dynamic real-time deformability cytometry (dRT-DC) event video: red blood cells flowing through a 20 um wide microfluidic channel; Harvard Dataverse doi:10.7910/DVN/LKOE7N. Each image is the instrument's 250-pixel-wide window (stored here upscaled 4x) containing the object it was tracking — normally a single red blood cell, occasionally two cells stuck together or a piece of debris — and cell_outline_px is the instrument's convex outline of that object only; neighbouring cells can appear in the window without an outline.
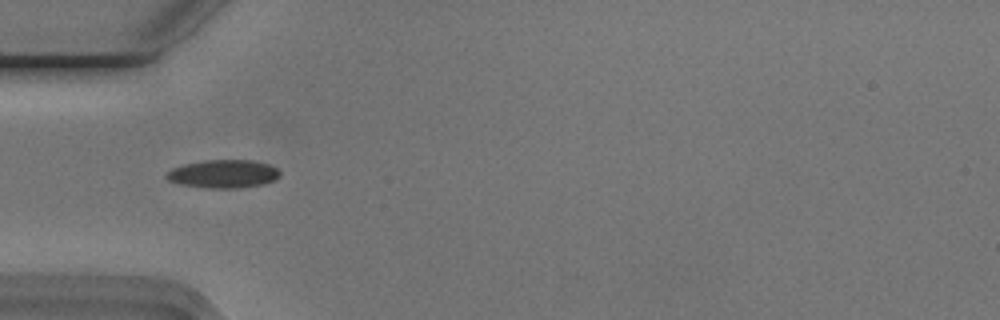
{"species": "Egyptian fruit bat (a non-hibernating species)", "species_latin": "Rousettus aegyptiacus", "temperature_condition": "cold", "stored_images_in_passage": 40, "camera_frame_rate_fps": 3000, "um_per_image_px": 0.085, "animal": {"sex": "male"}, "frame": {"image": 1, "passage_image": 3, "time_ms": 0.667, "image_size_px": [1000, 320], "cell_outline_px": [[280, 176], [264, 184], [236, 188], [204, 188], [180, 184], [168, 180], [164, 176], [172, 168], [184, 164], [204, 160], [252, 160], [268, 164], [276, 168], [280, 172]], "centroid_in_image_um": [18.96, 14.78], "position_along_channel_um": 66.0, "area_um2": 18.61}}
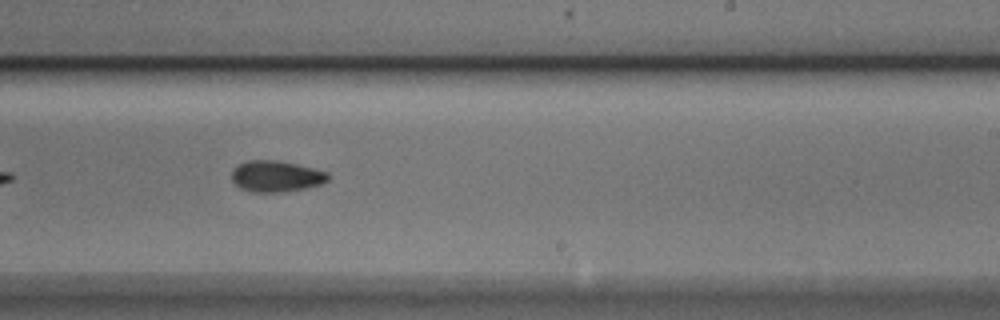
{"frame": {"image": 2, "passage_image": 19, "time_ms": 6.0, "image_size_px": [1000, 320], "cell_outline_px": [[328, 180], [324, 184], [284, 192], [252, 192], [240, 188], [232, 180], [232, 168], [248, 160], [280, 160], [328, 172]], "centroid_in_image_um": [23.47, 14.98], "position_along_channel_um": 265.5, "area_um2": 17.57}}
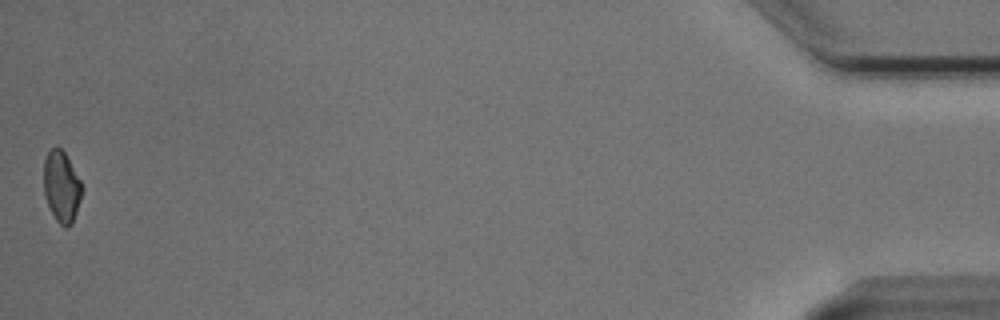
{"frame": {"image": 3, "passage_image": 40, "time_ms": 13.0, "image_size_px": [1000, 320], "cell_outline_px": [[80, 200], [72, 224], [68, 228], [64, 228], [56, 220], [48, 204], [44, 192], [44, 160], [48, 152], [52, 148], [60, 148], [64, 152], [80, 180]], "centroid_in_image_um": [5.21, 15.89], "position_along_channel_um": 430.0, "area_um2": 15.37}, "authors_computed_cell_mechanics": {"area_um2": 17.1088, "velocity_mm_per_s": 3.7537, "shape_relaxation_time_tau1_ms": 4.8147, "shape_relaxation_time_tau2_ms": 3.6514, "deformation_change_tau1": 0.1187, "deformation_change_tau2": 0.0752}}